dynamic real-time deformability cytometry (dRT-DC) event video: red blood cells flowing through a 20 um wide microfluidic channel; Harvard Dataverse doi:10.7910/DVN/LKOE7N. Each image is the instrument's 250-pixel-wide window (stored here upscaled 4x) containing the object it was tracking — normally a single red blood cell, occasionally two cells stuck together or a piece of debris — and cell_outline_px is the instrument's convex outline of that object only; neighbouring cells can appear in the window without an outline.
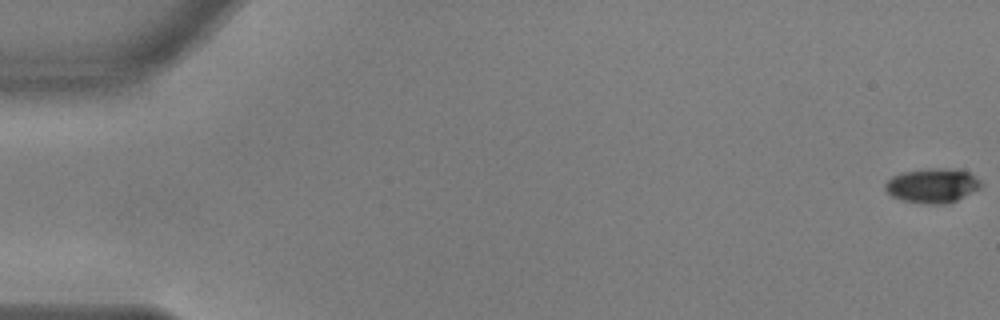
{"species": "common noctule bat (a hibernating species)", "species_latin": "Nyctalus noctula", "temperature_condition": "warm", "stored_images_in_passage": 55, "camera_frame_rate_fps": 3000, "um_per_image_px": 0.085, "animal": {"sex": "male", "body_mass_g": 17.9, "forearm_length_mm": 54.2}, "frame": {"image": 1, "passage_image": 1, "time_ms": 0.0, "image_size_px": [1000, 320], "cell_outline_px": [[984, 184], [980, 188], [948, 204], [928, 204], [900, 200], [892, 196], [884, 188], [884, 184], [892, 176], [904, 172], [928, 168], [956, 168], [968, 172], [980, 180]], "centroid_in_image_um": [79.26, 15.77], "position_along_channel_um": 5.7, "area_um2": 19.36}}
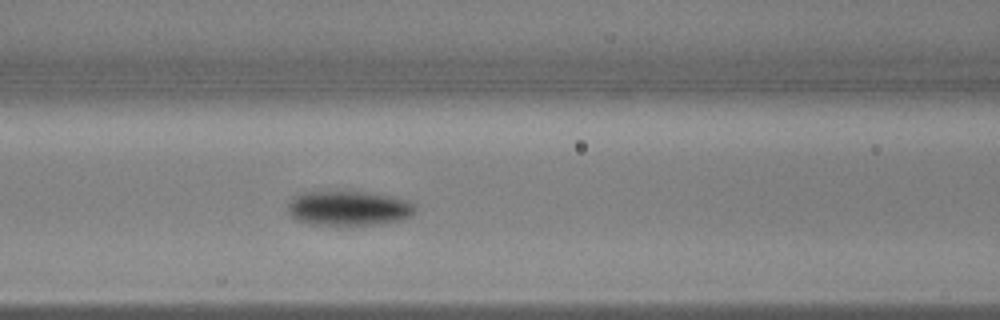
{"frame": {"image": 2, "passage_image": 23, "time_ms": 7.333, "image_size_px": [1000, 320], "cell_outline_px": [[416, 208], [408, 216], [400, 220], [380, 224], [312, 224], [300, 220], [292, 216], [288, 212], [288, 204], [296, 196], [304, 192], [372, 192], [392, 196], [404, 200], [412, 204]], "centroid_in_image_um": [29.64, 17.69], "position_along_channel_um": 137.0, "area_um2": 25.09}}
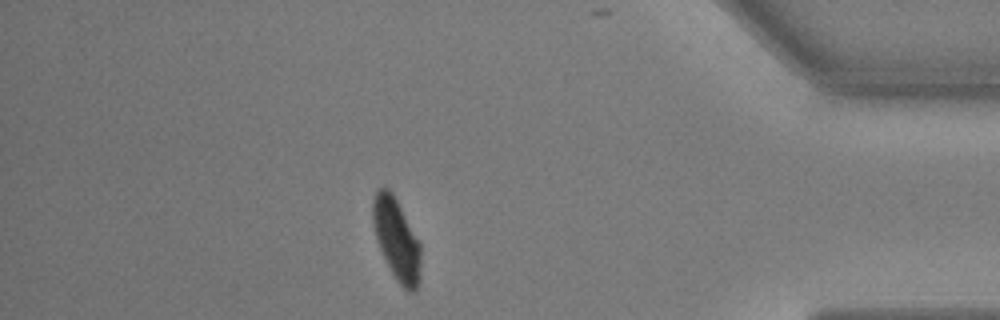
{"frame": {"image": 3, "passage_image": 48, "time_ms": 15.667, "image_size_px": [1000, 320], "cell_outline_px": [[420, 280], [416, 292], [408, 292], [396, 280], [376, 240], [372, 224], [372, 200], [376, 188], [388, 188], [392, 192], [420, 240]], "centroid_in_image_um": [33.71, 20.32], "position_along_channel_um": 401.5, "area_um2": 23.12}, "authors_computed_cell_mechanics": {"area_um2": 22.831, "velocity_mm_per_s": 3.621, "shape_relaxation_time_tau1_ms": 2.5054, "shape_relaxation_time_tau2_ms": null, "deformation_change_tau1": 0.1482, "deformation_change_tau2": null}}